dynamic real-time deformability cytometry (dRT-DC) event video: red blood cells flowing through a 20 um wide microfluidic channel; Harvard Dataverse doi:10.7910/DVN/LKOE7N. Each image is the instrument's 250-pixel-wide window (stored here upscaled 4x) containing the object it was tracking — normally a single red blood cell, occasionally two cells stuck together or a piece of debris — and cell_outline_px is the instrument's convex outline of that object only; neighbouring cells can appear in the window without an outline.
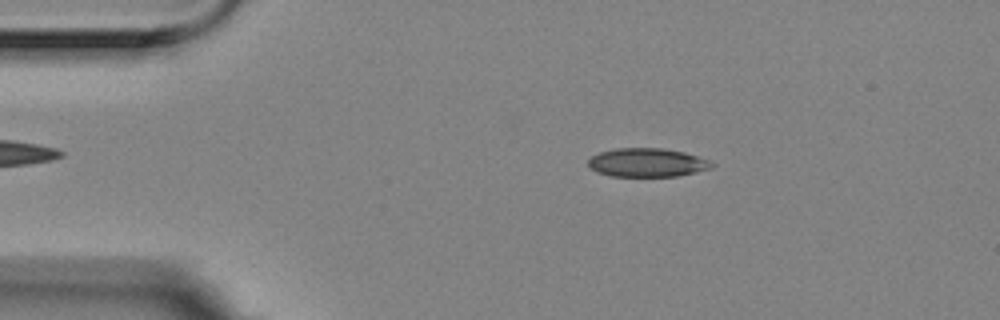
{"species": "Egyptian fruit bat (a non-hibernating species)", "species_latin": "Rousettus aegyptiacus", "temperature_condition": "room temperature", "stored_images_in_passage": 55, "camera_frame_rate_fps": 3000, "um_per_image_px": 0.085, "animal": {"sex": "female"}, "frame": {"image": 1, "passage_image": 9, "time_ms": 2.667, "image_size_px": [1000, 320], "cell_outline_px": [[716, 164], [712, 168], [676, 176], [612, 176], [600, 172], [592, 168], [588, 164], [588, 160], [592, 156], [600, 152], [616, 148], [664, 148], [684, 152], [708, 160]], "centroid_in_image_um": [55.03, 13.81], "position_along_channel_um": 30.0, "area_um2": 20.4}}
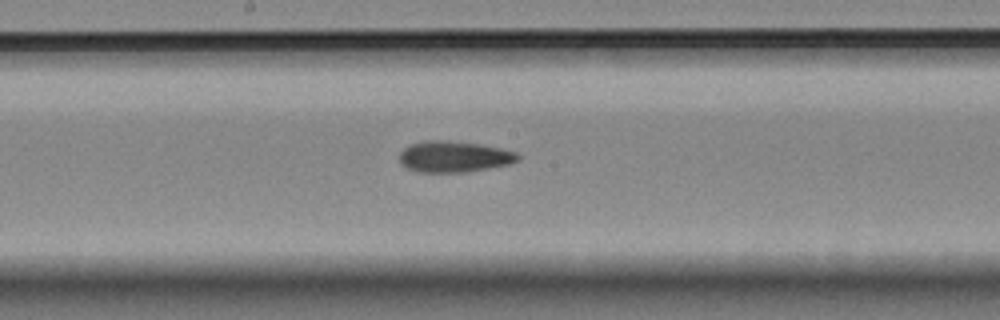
{"frame": {"image": 2, "passage_image": 28, "time_ms": 9.0, "image_size_px": [1000, 320], "cell_outline_px": [[520, 160], [508, 164], [468, 172], [416, 172], [400, 164], [400, 152], [404, 148], [412, 144], [424, 140], [448, 140], [480, 144], [500, 148], [516, 152], [520, 156]], "centroid_in_image_um": [38.59, 13.31], "position_along_channel_um": 209.6, "area_um2": 21.56}}
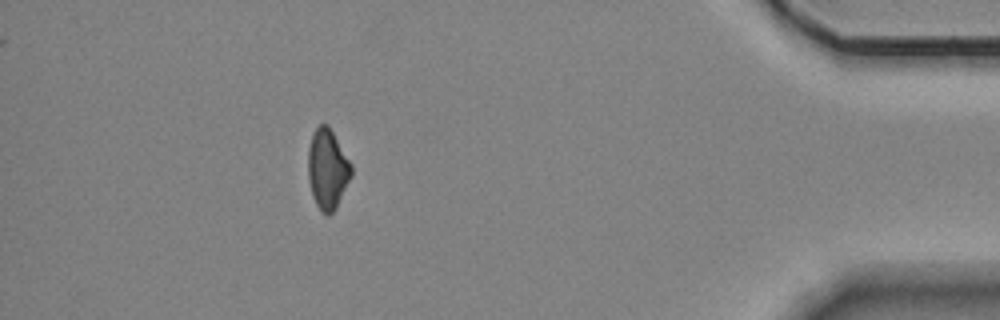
{"frame": {"image": 3, "passage_image": 49, "time_ms": 16.0, "image_size_px": [1000, 320], "cell_outline_px": [[352, 176], [336, 208], [328, 216], [320, 212], [312, 196], [308, 180], [308, 148], [312, 132], [320, 124], [328, 124], [352, 164]], "centroid_in_image_um": [27.83, 14.38], "position_along_channel_um": 407.4, "area_um2": 20.46}, "authors_computed_cell_mechanics": {"area_um2": 21.0392, "velocity_mm_per_s": 3.5553, "shape_relaxation_time_tau1_ms": null, "shape_relaxation_time_tau2_ms": 6.3994, "deformation_change_tau1": null, "deformation_change_tau2": 0.1367}}